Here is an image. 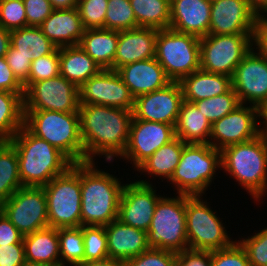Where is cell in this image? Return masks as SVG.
I'll list each match as a JSON object with an SVG mask.
<instances>
[{
  "label": "cell",
  "mask_w": 267,
  "mask_h": 266,
  "mask_svg": "<svg viewBox=\"0 0 267 266\" xmlns=\"http://www.w3.org/2000/svg\"><path fill=\"white\" fill-rule=\"evenodd\" d=\"M9 142L17 151L22 186L43 187L72 165L62 152L25 126Z\"/></svg>",
  "instance_id": "obj_3"
},
{
  "label": "cell",
  "mask_w": 267,
  "mask_h": 266,
  "mask_svg": "<svg viewBox=\"0 0 267 266\" xmlns=\"http://www.w3.org/2000/svg\"><path fill=\"white\" fill-rule=\"evenodd\" d=\"M21 187L17 151L9 141H0V205Z\"/></svg>",
  "instance_id": "obj_35"
},
{
  "label": "cell",
  "mask_w": 267,
  "mask_h": 266,
  "mask_svg": "<svg viewBox=\"0 0 267 266\" xmlns=\"http://www.w3.org/2000/svg\"><path fill=\"white\" fill-rule=\"evenodd\" d=\"M24 115V126L32 134L46 140L72 163L84 162L78 112L31 110Z\"/></svg>",
  "instance_id": "obj_5"
},
{
  "label": "cell",
  "mask_w": 267,
  "mask_h": 266,
  "mask_svg": "<svg viewBox=\"0 0 267 266\" xmlns=\"http://www.w3.org/2000/svg\"><path fill=\"white\" fill-rule=\"evenodd\" d=\"M47 199L49 227L76 228L81 226L80 163L43 186Z\"/></svg>",
  "instance_id": "obj_7"
},
{
  "label": "cell",
  "mask_w": 267,
  "mask_h": 266,
  "mask_svg": "<svg viewBox=\"0 0 267 266\" xmlns=\"http://www.w3.org/2000/svg\"><path fill=\"white\" fill-rule=\"evenodd\" d=\"M60 74L59 48L49 55L34 59L31 63L28 86L31 83L56 77Z\"/></svg>",
  "instance_id": "obj_41"
},
{
  "label": "cell",
  "mask_w": 267,
  "mask_h": 266,
  "mask_svg": "<svg viewBox=\"0 0 267 266\" xmlns=\"http://www.w3.org/2000/svg\"><path fill=\"white\" fill-rule=\"evenodd\" d=\"M83 231L84 262L108 258L107 236L104 226H80Z\"/></svg>",
  "instance_id": "obj_39"
},
{
  "label": "cell",
  "mask_w": 267,
  "mask_h": 266,
  "mask_svg": "<svg viewBox=\"0 0 267 266\" xmlns=\"http://www.w3.org/2000/svg\"><path fill=\"white\" fill-rule=\"evenodd\" d=\"M202 196L186 195V233L189 249L214 251L231 246L222 220Z\"/></svg>",
  "instance_id": "obj_10"
},
{
  "label": "cell",
  "mask_w": 267,
  "mask_h": 266,
  "mask_svg": "<svg viewBox=\"0 0 267 266\" xmlns=\"http://www.w3.org/2000/svg\"><path fill=\"white\" fill-rule=\"evenodd\" d=\"M175 266H211V251L186 249L177 254Z\"/></svg>",
  "instance_id": "obj_50"
},
{
  "label": "cell",
  "mask_w": 267,
  "mask_h": 266,
  "mask_svg": "<svg viewBox=\"0 0 267 266\" xmlns=\"http://www.w3.org/2000/svg\"><path fill=\"white\" fill-rule=\"evenodd\" d=\"M183 92L179 82L135 98L133 117L138 120L166 123L175 127Z\"/></svg>",
  "instance_id": "obj_19"
},
{
  "label": "cell",
  "mask_w": 267,
  "mask_h": 266,
  "mask_svg": "<svg viewBox=\"0 0 267 266\" xmlns=\"http://www.w3.org/2000/svg\"><path fill=\"white\" fill-rule=\"evenodd\" d=\"M5 58L18 81L24 86V89H26L28 87V77L32 61L28 56L17 53V49L12 45L9 47Z\"/></svg>",
  "instance_id": "obj_46"
},
{
  "label": "cell",
  "mask_w": 267,
  "mask_h": 266,
  "mask_svg": "<svg viewBox=\"0 0 267 266\" xmlns=\"http://www.w3.org/2000/svg\"><path fill=\"white\" fill-rule=\"evenodd\" d=\"M80 135L84 162L103 156L106 162L120 157L128 142L133 111L104 105L80 104Z\"/></svg>",
  "instance_id": "obj_1"
},
{
  "label": "cell",
  "mask_w": 267,
  "mask_h": 266,
  "mask_svg": "<svg viewBox=\"0 0 267 266\" xmlns=\"http://www.w3.org/2000/svg\"><path fill=\"white\" fill-rule=\"evenodd\" d=\"M266 14H263L261 17L265 18L267 20V11L265 12ZM266 15V16H265Z\"/></svg>",
  "instance_id": "obj_59"
},
{
  "label": "cell",
  "mask_w": 267,
  "mask_h": 266,
  "mask_svg": "<svg viewBox=\"0 0 267 266\" xmlns=\"http://www.w3.org/2000/svg\"><path fill=\"white\" fill-rule=\"evenodd\" d=\"M185 142L175 137L169 143L159 148L152 156L143 162L135 171L144 174L162 177L170 180L179 164Z\"/></svg>",
  "instance_id": "obj_31"
},
{
  "label": "cell",
  "mask_w": 267,
  "mask_h": 266,
  "mask_svg": "<svg viewBox=\"0 0 267 266\" xmlns=\"http://www.w3.org/2000/svg\"><path fill=\"white\" fill-rule=\"evenodd\" d=\"M10 46V31L0 26V57H5Z\"/></svg>",
  "instance_id": "obj_53"
},
{
  "label": "cell",
  "mask_w": 267,
  "mask_h": 266,
  "mask_svg": "<svg viewBox=\"0 0 267 266\" xmlns=\"http://www.w3.org/2000/svg\"><path fill=\"white\" fill-rule=\"evenodd\" d=\"M27 26L39 27L54 10L49 0H23Z\"/></svg>",
  "instance_id": "obj_47"
},
{
  "label": "cell",
  "mask_w": 267,
  "mask_h": 266,
  "mask_svg": "<svg viewBox=\"0 0 267 266\" xmlns=\"http://www.w3.org/2000/svg\"><path fill=\"white\" fill-rule=\"evenodd\" d=\"M148 246L181 253L189 249L186 233V195L161 197L147 231Z\"/></svg>",
  "instance_id": "obj_8"
},
{
  "label": "cell",
  "mask_w": 267,
  "mask_h": 266,
  "mask_svg": "<svg viewBox=\"0 0 267 266\" xmlns=\"http://www.w3.org/2000/svg\"><path fill=\"white\" fill-rule=\"evenodd\" d=\"M108 255L125 262L148 250L147 232L122 223L119 219L105 225Z\"/></svg>",
  "instance_id": "obj_24"
},
{
  "label": "cell",
  "mask_w": 267,
  "mask_h": 266,
  "mask_svg": "<svg viewBox=\"0 0 267 266\" xmlns=\"http://www.w3.org/2000/svg\"><path fill=\"white\" fill-rule=\"evenodd\" d=\"M22 240L23 235L0 210V246L7 244H17Z\"/></svg>",
  "instance_id": "obj_52"
},
{
  "label": "cell",
  "mask_w": 267,
  "mask_h": 266,
  "mask_svg": "<svg viewBox=\"0 0 267 266\" xmlns=\"http://www.w3.org/2000/svg\"><path fill=\"white\" fill-rule=\"evenodd\" d=\"M245 249L250 266H267V228L251 237L237 240Z\"/></svg>",
  "instance_id": "obj_42"
},
{
  "label": "cell",
  "mask_w": 267,
  "mask_h": 266,
  "mask_svg": "<svg viewBox=\"0 0 267 266\" xmlns=\"http://www.w3.org/2000/svg\"><path fill=\"white\" fill-rule=\"evenodd\" d=\"M58 237L61 266H77L84 262V241L81 227L59 228Z\"/></svg>",
  "instance_id": "obj_36"
},
{
  "label": "cell",
  "mask_w": 267,
  "mask_h": 266,
  "mask_svg": "<svg viewBox=\"0 0 267 266\" xmlns=\"http://www.w3.org/2000/svg\"><path fill=\"white\" fill-rule=\"evenodd\" d=\"M23 97L0 91V141H9L24 126Z\"/></svg>",
  "instance_id": "obj_33"
},
{
  "label": "cell",
  "mask_w": 267,
  "mask_h": 266,
  "mask_svg": "<svg viewBox=\"0 0 267 266\" xmlns=\"http://www.w3.org/2000/svg\"><path fill=\"white\" fill-rule=\"evenodd\" d=\"M23 266H61V265H51L47 263H33L26 261Z\"/></svg>",
  "instance_id": "obj_58"
},
{
  "label": "cell",
  "mask_w": 267,
  "mask_h": 266,
  "mask_svg": "<svg viewBox=\"0 0 267 266\" xmlns=\"http://www.w3.org/2000/svg\"><path fill=\"white\" fill-rule=\"evenodd\" d=\"M179 83L183 100L191 103L221 95L232 87L230 76L209 73L201 69L184 77Z\"/></svg>",
  "instance_id": "obj_26"
},
{
  "label": "cell",
  "mask_w": 267,
  "mask_h": 266,
  "mask_svg": "<svg viewBox=\"0 0 267 266\" xmlns=\"http://www.w3.org/2000/svg\"><path fill=\"white\" fill-rule=\"evenodd\" d=\"M77 266H123V262L108 257L103 260L82 262Z\"/></svg>",
  "instance_id": "obj_54"
},
{
  "label": "cell",
  "mask_w": 267,
  "mask_h": 266,
  "mask_svg": "<svg viewBox=\"0 0 267 266\" xmlns=\"http://www.w3.org/2000/svg\"><path fill=\"white\" fill-rule=\"evenodd\" d=\"M231 81L241 104L260 108L267 103V60L253 48L236 66Z\"/></svg>",
  "instance_id": "obj_18"
},
{
  "label": "cell",
  "mask_w": 267,
  "mask_h": 266,
  "mask_svg": "<svg viewBox=\"0 0 267 266\" xmlns=\"http://www.w3.org/2000/svg\"><path fill=\"white\" fill-rule=\"evenodd\" d=\"M39 27L58 48L79 45L84 33L77 7L68 10L54 9Z\"/></svg>",
  "instance_id": "obj_25"
},
{
  "label": "cell",
  "mask_w": 267,
  "mask_h": 266,
  "mask_svg": "<svg viewBox=\"0 0 267 266\" xmlns=\"http://www.w3.org/2000/svg\"><path fill=\"white\" fill-rule=\"evenodd\" d=\"M24 111L78 112L79 88L62 75L31 83L24 91Z\"/></svg>",
  "instance_id": "obj_13"
},
{
  "label": "cell",
  "mask_w": 267,
  "mask_h": 266,
  "mask_svg": "<svg viewBox=\"0 0 267 266\" xmlns=\"http://www.w3.org/2000/svg\"><path fill=\"white\" fill-rule=\"evenodd\" d=\"M100 170L94 161L80 163L81 226H105L118 219L125 184Z\"/></svg>",
  "instance_id": "obj_2"
},
{
  "label": "cell",
  "mask_w": 267,
  "mask_h": 266,
  "mask_svg": "<svg viewBox=\"0 0 267 266\" xmlns=\"http://www.w3.org/2000/svg\"><path fill=\"white\" fill-rule=\"evenodd\" d=\"M193 103L211 124L220 120L241 105L240 100L232 87L226 93L194 101Z\"/></svg>",
  "instance_id": "obj_37"
},
{
  "label": "cell",
  "mask_w": 267,
  "mask_h": 266,
  "mask_svg": "<svg viewBox=\"0 0 267 266\" xmlns=\"http://www.w3.org/2000/svg\"><path fill=\"white\" fill-rule=\"evenodd\" d=\"M155 58L172 82L200 69V38L171 28L157 30Z\"/></svg>",
  "instance_id": "obj_9"
},
{
  "label": "cell",
  "mask_w": 267,
  "mask_h": 266,
  "mask_svg": "<svg viewBox=\"0 0 267 266\" xmlns=\"http://www.w3.org/2000/svg\"><path fill=\"white\" fill-rule=\"evenodd\" d=\"M258 16L247 0L211 2L209 34H253Z\"/></svg>",
  "instance_id": "obj_20"
},
{
  "label": "cell",
  "mask_w": 267,
  "mask_h": 266,
  "mask_svg": "<svg viewBox=\"0 0 267 266\" xmlns=\"http://www.w3.org/2000/svg\"><path fill=\"white\" fill-rule=\"evenodd\" d=\"M79 104L104 105L133 111L135 97L112 69H102L79 87Z\"/></svg>",
  "instance_id": "obj_15"
},
{
  "label": "cell",
  "mask_w": 267,
  "mask_h": 266,
  "mask_svg": "<svg viewBox=\"0 0 267 266\" xmlns=\"http://www.w3.org/2000/svg\"><path fill=\"white\" fill-rule=\"evenodd\" d=\"M60 75L78 88L102 69L80 45L59 48Z\"/></svg>",
  "instance_id": "obj_29"
},
{
  "label": "cell",
  "mask_w": 267,
  "mask_h": 266,
  "mask_svg": "<svg viewBox=\"0 0 267 266\" xmlns=\"http://www.w3.org/2000/svg\"><path fill=\"white\" fill-rule=\"evenodd\" d=\"M250 8L256 15L262 16L267 11V0H247Z\"/></svg>",
  "instance_id": "obj_56"
},
{
  "label": "cell",
  "mask_w": 267,
  "mask_h": 266,
  "mask_svg": "<svg viewBox=\"0 0 267 266\" xmlns=\"http://www.w3.org/2000/svg\"><path fill=\"white\" fill-rule=\"evenodd\" d=\"M211 123L194 103L183 100L175 125V136L186 144H209Z\"/></svg>",
  "instance_id": "obj_27"
},
{
  "label": "cell",
  "mask_w": 267,
  "mask_h": 266,
  "mask_svg": "<svg viewBox=\"0 0 267 266\" xmlns=\"http://www.w3.org/2000/svg\"><path fill=\"white\" fill-rule=\"evenodd\" d=\"M175 128L166 123L138 120L133 117L127 146L120 159L138 168L159 148L175 138Z\"/></svg>",
  "instance_id": "obj_16"
},
{
  "label": "cell",
  "mask_w": 267,
  "mask_h": 266,
  "mask_svg": "<svg viewBox=\"0 0 267 266\" xmlns=\"http://www.w3.org/2000/svg\"><path fill=\"white\" fill-rule=\"evenodd\" d=\"M0 210L23 236L49 227L43 187L23 186L17 189L0 205Z\"/></svg>",
  "instance_id": "obj_12"
},
{
  "label": "cell",
  "mask_w": 267,
  "mask_h": 266,
  "mask_svg": "<svg viewBox=\"0 0 267 266\" xmlns=\"http://www.w3.org/2000/svg\"><path fill=\"white\" fill-rule=\"evenodd\" d=\"M177 263V253L149 248L136 257L123 263V266H175Z\"/></svg>",
  "instance_id": "obj_44"
},
{
  "label": "cell",
  "mask_w": 267,
  "mask_h": 266,
  "mask_svg": "<svg viewBox=\"0 0 267 266\" xmlns=\"http://www.w3.org/2000/svg\"><path fill=\"white\" fill-rule=\"evenodd\" d=\"M118 38L117 30L89 29L84 30L79 45L101 69L113 70Z\"/></svg>",
  "instance_id": "obj_30"
},
{
  "label": "cell",
  "mask_w": 267,
  "mask_h": 266,
  "mask_svg": "<svg viewBox=\"0 0 267 266\" xmlns=\"http://www.w3.org/2000/svg\"><path fill=\"white\" fill-rule=\"evenodd\" d=\"M11 45L17 53L26 55L31 61L53 53L55 46L40 27L27 26L10 31Z\"/></svg>",
  "instance_id": "obj_32"
},
{
  "label": "cell",
  "mask_w": 267,
  "mask_h": 266,
  "mask_svg": "<svg viewBox=\"0 0 267 266\" xmlns=\"http://www.w3.org/2000/svg\"><path fill=\"white\" fill-rule=\"evenodd\" d=\"M219 168H222L221 151L210 144H186L179 164L167 182L174 185L176 194L202 196Z\"/></svg>",
  "instance_id": "obj_6"
},
{
  "label": "cell",
  "mask_w": 267,
  "mask_h": 266,
  "mask_svg": "<svg viewBox=\"0 0 267 266\" xmlns=\"http://www.w3.org/2000/svg\"><path fill=\"white\" fill-rule=\"evenodd\" d=\"M108 0H79L77 9L84 30L102 29L107 11Z\"/></svg>",
  "instance_id": "obj_40"
},
{
  "label": "cell",
  "mask_w": 267,
  "mask_h": 266,
  "mask_svg": "<svg viewBox=\"0 0 267 266\" xmlns=\"http://www.w3.org/2000/svg\"><path fill=\"white\" fill-rule=\"evenodd\" d=\"M211 266H250L247 253L238 241L226 248L211 251Z\"/></svg>",
  "instance_id": "obj_45"
},
{
  "label": "cell",
  "mask_w": 267,
  "mask_h": 266,
  "mask_svg": "<svg viewBox=\"0 0 267 266\" xmlns=\"http://www.w3.org/2000/svg\"><path fill=\"white\" fill-rule=\"evenodd\" d=\"M137 27L163 30L170 27L169 0H129Z\"/></svg>",
  "instance_id": "obj_34"
},
{
  "label": "cell",
  "mask_w": 267,
  "mask_h": 266,
  "mask_svg": "<svg viewBox=\"0 0 267 266\" xmlns=\"http://www.w3.org/2000/svg\"><path fill=\"white\" fill-rule=\"evenodd\" d=\"M26 262L23 240L0 246V266H23Z\"/></svg>",
  "instance_id": "obj_48"
},
{
  "label": "cell",
  "mask_w": 267,
  "mask_h": 266,
  "mask_svg": "<svg viewBox=\"0 0 267 266\" xmlns=\"http://www.w3.org/2000/svg\"><path fill=\"white\" fill-rule=\"evenodd\" d=\"M28 262L61 265L58 229L46 227L23 236Z\"/></svg>",
  "instance_id": "obj_28"
},
{
  "label": "cell",
  "mask_w": 267,
  "mask_h": 266,
  "mask_svg": "<svg viewBox=\"0 0 267 266\" xmlns=\"http://www.w3.org/2000/svg\"><path fill=\"white\" fill-rule=\"evenodd\" d=\"M137 28L136 18L129 0H108L104 29L129 30Z\"/></svg>",
  "instance_id": "obj_38"
},
{
  "label": "cell",
  "mask_w": 267,
  "mask_h": 266,
  "mask_svg": "<svg viewBox=\"0 0 267 266\" xmlns=\"http://www.w3.org/2000/svg\"><path fill=\"white\" fill-rule=\"evenodd\" d=\"M259 118H261V120L263 121H260L262 123L260 124V135L263 137H267V103L263 104L259 108ZM261 125H263L262 128Z\"/></svg>",
  "instance_id": "obj_57"
},
{
  "label": "cell",
  "mask_w": 267,
  "mask_h": 266,
  "mask_svg": "<svg viewBox=\"0 0 267 266\" xmlns=\"http://www.w3.org/2000/svg\"><path fill=\"white\" fill-rule=\"evenodd\" d=\"M253 34H208L200 38V69L232 77L252 49Z\"/></svg>",
  "instance_id": "obj_11"
},
{
  "label": "cell",
  "mask_w": 267,
  "mask_h": 266,
  "mask_svg": "<svg viewBox=\"0 0 267 266\" xmlns=\"http://www.w3.org/2000/svg\"><path fill=\"white\" fill-rule=\"evenodd\" d=\"M252 47L255 51L267 60V20L258 17L252 36Z\"/></svg>",
  "instance_id": "obj_51"
},
{
  "label": "cell",
  "mask_w": 267,
  "mask_h": 266,
  "mask_svg": "<svg viewBox=\"0 0 267 266\" xmlns=\"http://www.w3.org/2000/svg\"><path fill=\"white\" fill-rule=\"evenodd\" d=\"M157 30L137 27L119 31L113 70L137 62L155 58Z\"/></svg>",
  "instance_id": "obj_23"
},
{
  "label": "cell",
  "mask_w": 267,
  "mask_h": 266,
  "mask_svg": "<svg viewBox=\"0 0 267 266\" xmlns=\"http://www.w3.org/2000/svg\"><path fill=\"white\" fill-rule=\"evenodd\" d=\"M210 12L209 0H171L169 28L199 38L207 36L210 28Z\"/></svg>",
  "instance_id": "obj_21"
},
{
  "label": "cell",
  "mask_w": 267,
  "mask_h": 266,
  "mask_svg": "<svg viewBox=\"0 0 267 266\" xmlns=\"http://www.w3.org/2000/svg\"><path fill=\"white\" fill-rule=\"evenodd\" d=\"M53 9L68 10L77 7L79 0H49Z\"/></svg>",
  "instance_id": "obj_55"
},
{
  "label": "cell",
  "mask_w": 267,
  "mask_h": 266,
  "mask_svg": "<svg viewBox=\"0 0 267 266\" xmlns=\"http://www.w3.org/2000/svg\"><path fill=\"white\" fill-rule=\"evenodd\" d=\"M116 72L135 98L162 89L172 82L156 58L126 64Z\"/></svg>",
  "instance_id": "obj_22"
},
{
  "label": "cell",
  "mask_w": 267,
  "mask_h": 266,
  "mask_svg": "<svg viewBox=\"0 0 267 266\" xmlns=\"http://www.w3.org/2000/svg\"><path fill=\"white\" fill-rule=\"evenodd\" d=\"M222 169L255 201L267 192V142L261 135L221 150Z\"/></svg>",
  "instance_id": "obj_4"
},
{
  "label": "cell",
  "mask_w": 267,
  "mask_h": 266,
  "mask_svg": "<svg viewBox=\"0 0 267 266\" xmlns=\"http://www.w3.org/2000/svg\"><path fill=\"white\" fill-rule=\"evenodd\" d=\"M259 120V121H258ZM259 108L241 104L211 125L209 144L219 151L260 135Z\"/></svg>",
  "instance_id": "obj_14"
},
{
  "label": "cell",
  "mask_w": 267,
  "mask_h": 266,
  "mask_svg": "<svg viewBox=\"0 0 267 266\" xmlns=\"http://www.w3.org/2000/svg\"><path fill=\"white\" fill-rule=\"evenodd\" d=\"M0 26L9 31L27 27L23 0L0 1Z\"/></svg>",
  "instance_id": "obj_43"
},
{
  "label": "cell",
  "mask_w": 267,
  "mask_h": 266,
  "mask_svg": "<svg viewBox=\"0 0 267 266\" xmlns=\"http://www.w3.org/2000/svg\"><path fill=\"white\" fill-rule=\"evenodd\" d=\"M150 181L139 180L126 183L118 209V219L131 227L148 231L154 210L162 195Z\"/></svg>",
  "instance_id": "obj_17"
},
{
  "label": "cell",
  "mask_w": 267,
  "mask_h": 266,
  "mask_svg": "<svg viewBox=\"0 0 267 266\" xmlns=\"http://www.w3.org/2000/svg\"><path fill=\"white\" fill-rule=\"evenodd\" d=\"M0 91L24 95V86L18 81L5 57H0Z\"/></svg>",
  "instance_id": "obj_49"
}]
</instances>
